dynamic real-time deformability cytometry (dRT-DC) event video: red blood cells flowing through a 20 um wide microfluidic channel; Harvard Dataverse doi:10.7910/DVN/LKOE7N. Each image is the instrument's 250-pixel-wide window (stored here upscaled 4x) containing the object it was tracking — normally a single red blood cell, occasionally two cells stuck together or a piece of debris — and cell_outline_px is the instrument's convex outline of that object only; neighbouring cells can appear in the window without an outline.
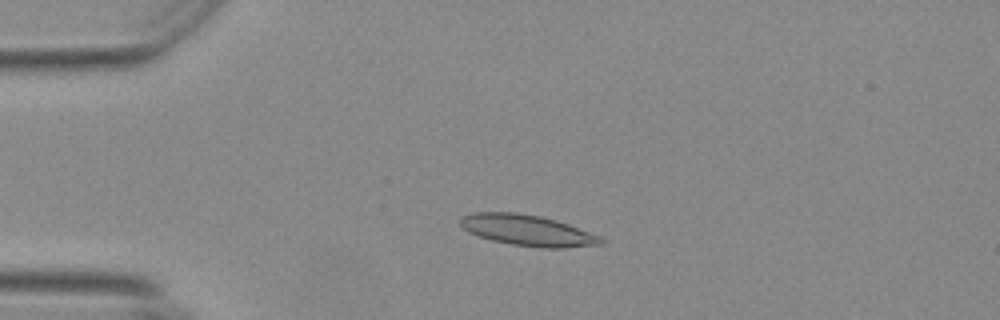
{"species": "Egyptian fruit bat (a non-hibernating species)", "species_latin": "Rousettus aegyptiacus", "temperature_condition": "warm", "stored_images_in_passage": 47, "camera_frame_rate_fps": 3000, "um_per_image_px": 0.085, "animal": {"sex": "female"}, "frame": {"image": 1, "passage_image": 13, "time_ms": 4.0, "image_size_px": [1000, 320], "cell_outline_px": [[604, 244], [564, 248], [540, 248], [512, 244], [492, 240], [468, 232], [460, 224], [460, 220], [464, 216], [476, 212], [516, 212], [540, 216], [556, 220], [568, 224], [600, 236], [604, 240]], "centroid_in_image_um": [44.87, 19.58], "position_along_channel_um": 40.1, "area_um2": 25.2}}
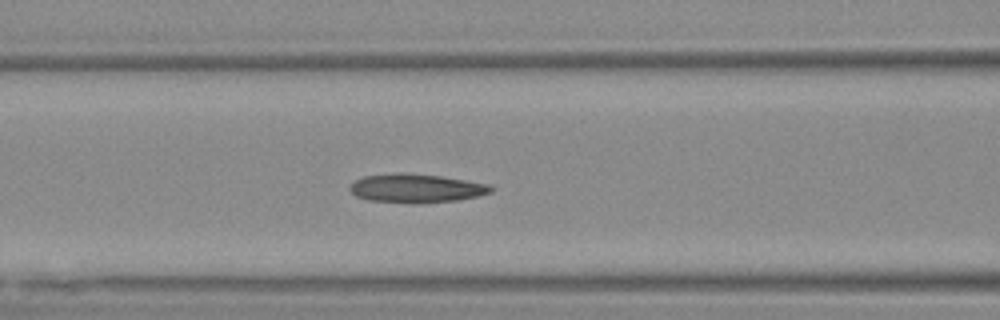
{"frame": {"image": 2, "passage_image": 23, "time_ms": 7.333, "image_size_px": [1000, 320], "cell_outline_px": [[496, 188], [492, 192], [480, 196], [460, 200], [368, 200], [356, 196], [348, 188], [356, 180], [364, 176], [440, 176], [488, 184]], "centroid_in_image_um": [35.49, 16.01], "position_along_channel_um": 131.1, "area_um2": 21.39}}
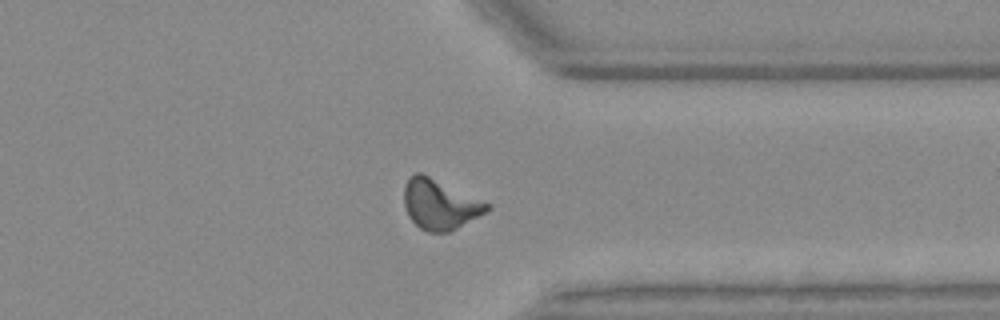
{"frame": {"image": 3, "passage_image": 43, "time_ms": 14.0, "image_size_px": [1000, 320], "cell_outline_px": [[492, 208], [488, 212], [448, 232], [428, 232], [420, 228], [408, 216], [404, 204], [404, 188], [408, 180], [416, 172], [420, 172], [492, 204]], "centroid_in_image_um": [37.42, 17.38], "position_along_channel_um": 374.0, "area_um2": 24.1}, "authors_computed_cell_mechanics": {"area_um2": 22.9466, "velocity_mm_per_s": 3.6863, "shape_relaxation_time_tau1_ms": null, "shape_relaxation_time_tau2_ms": 6.7004, "deformation_change_tau1": null, "deformation_change_tau2": 0.17}}